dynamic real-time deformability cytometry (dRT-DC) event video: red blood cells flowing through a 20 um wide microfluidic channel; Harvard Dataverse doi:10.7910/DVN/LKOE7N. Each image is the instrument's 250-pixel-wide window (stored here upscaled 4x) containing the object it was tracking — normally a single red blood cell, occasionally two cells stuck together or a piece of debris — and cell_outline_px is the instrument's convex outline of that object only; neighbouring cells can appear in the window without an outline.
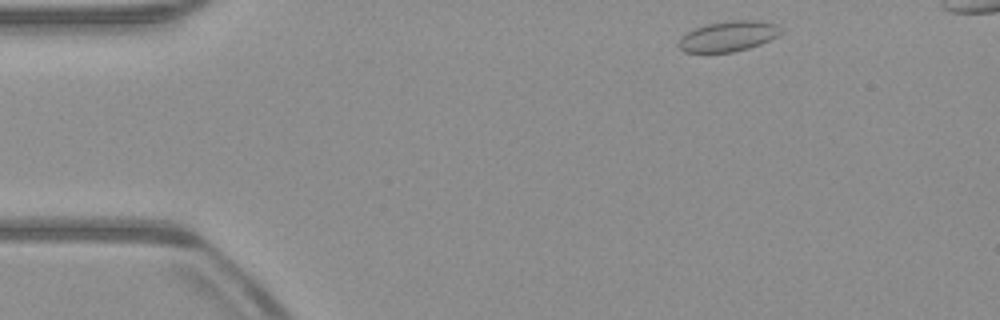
{"species": "common noctule bat (a hibernating species)", "species_latin": "Nyctalus noctula", "temperature_condition": "warm", "stored_images_in_passage": 44, "camera_frame_rate_fps": 3000, "um_per_image_px": 0.085, "animal": {"sex": "male", "body_mass_g": 23.1, "forearm_length_mm": 52.7}, "frame": {"image": 1, "passage_image": 1, "time_ms": 0.0, "image_size_px": [1000, 320], "cell_outline_px": [[784, 32], [760, 44], [748, 48], [732, 52], [684, 52], [676, 44], [680, 36], [696, 28], [708, 24], [732, 20], [760, 20], [776, 24]], "centroid_in_image_um": [61.89, 3.08], "position_along_channel_um": 23.1, "area_um2": 18.03}}
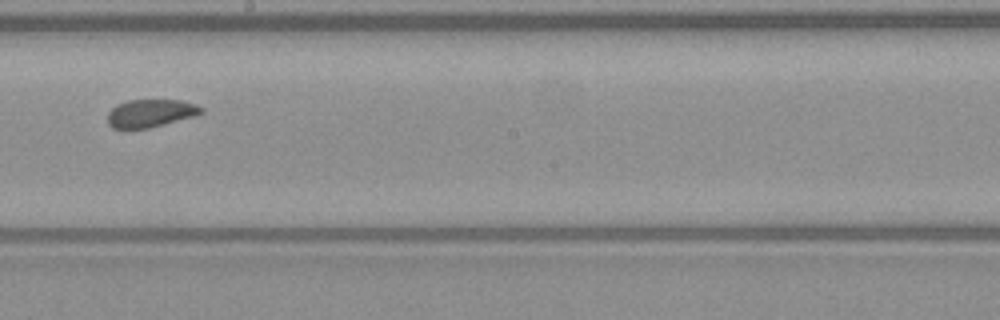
{"frame": {"image": 2, "passage_image": 23, "time_ms": 7.333, "image_size_px": [1000, 320], "cell_outline_px": [[204, 112], [196, 116], [148, 128], [112, 128], [108, 124], [108, 112], [116, 104], [128, 100], [180, 100], [196, 104], [204, 108]], "centroid_in_image_um": [12.82, 9.61], "position_along_channel_um": 235.4, "area_um2": 15.26}}
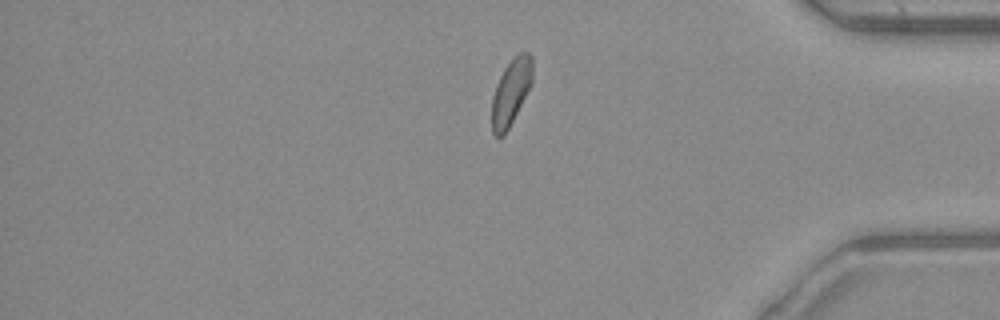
{"frame": {"image": 3, "passage_image": 37, "time_ms": 12.0, "image_size_px": [1000, 320], "cell_outline_px": [[532, 84], [504, 136], [496, 136], [492, 132], [492, 96], [496, 84], [504, 68], [520, 52], [528, 52], [532, 56]], "centroid_in_image_um": [43.43, 7.83], "position_along_channel_um": 391.8, "area_um2": 15.49}, "authors_computed_cell_mechanics": {"area_um2": 16.2418, "velocity_mm_per_s": 3.9373, "shape_relaxation_time_tau1_ms": null, "shape_relaxation_time_tau2_ms": 1.2663, "deformation_change_tau1": null, "deformation_change_tau2": 0.0597}}